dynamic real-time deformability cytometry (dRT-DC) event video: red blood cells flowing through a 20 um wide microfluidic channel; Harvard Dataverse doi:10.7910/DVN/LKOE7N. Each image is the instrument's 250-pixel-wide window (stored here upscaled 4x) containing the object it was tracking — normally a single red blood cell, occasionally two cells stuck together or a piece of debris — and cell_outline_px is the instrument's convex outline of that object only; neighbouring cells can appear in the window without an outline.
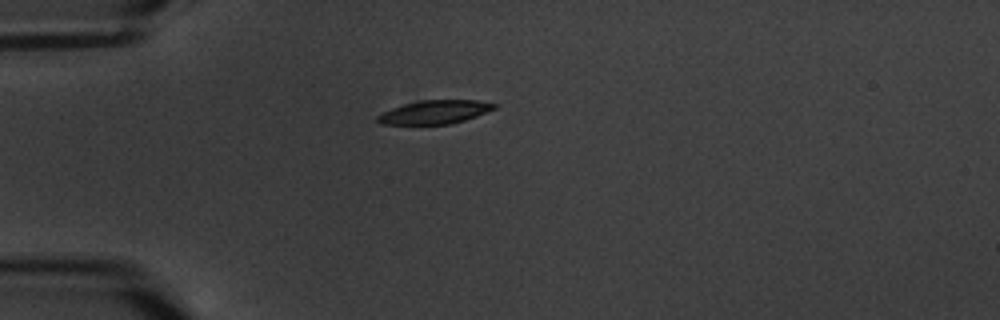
{"species": "common noctule bat (a hibernating species)", "species_latin": "Nyctalus noctula", "temperature_condition": "warm", "stored_images_in_passage": 7, "camera_frame_rate_fps": 3000, "um_per_image_px": 0.085, "animal": {"sex": "male", "body_mass_g": 20.1, "forearm_length_mm": 53.5}, "frame": {"image": 1, "passage_image": 1, "time_ms": 0.0, "image_size_px": [1000, 320], "cell_outline_px": [[496, 108], [476, 116], [452, 124], [380, 124], [376, 120], [376, 116], [392, 108], [404, 104], [420, 100], [476, 100], [496, 104]], "centroid_in_image_um": [36.94, 9.53], "position_along_channel_um": 48.1, "area_um2": 15.9}}
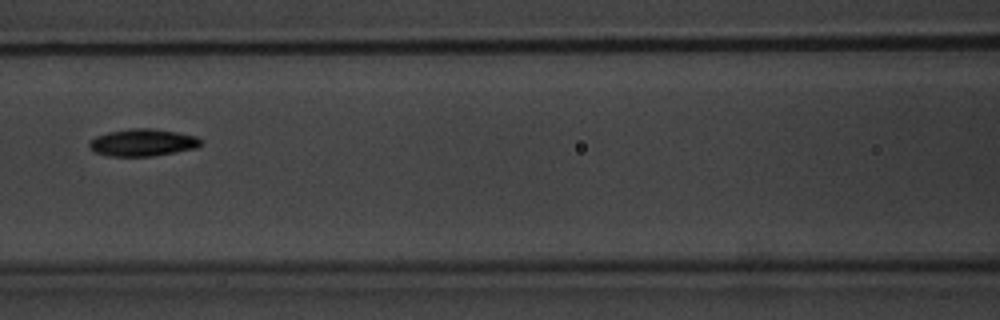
{"frame": {"image": 2, "passage_image": 4, "time_ms": 3.667, "image_size_px": [1000, 320], "cell_outline_px": [[200, 144], [196, 148], [176, 152], [152, 156], [108, 156], [96, 152], [88, 148], [88, 144], [96, 136], [108, 132], [132, 128], [152, 128], [176, 132], [196, 136], [200, 140]], "centroid_in_image_um": [12.1, 12.12], "position_along_channel_um": 154.5, "area_um2": 17.57}}
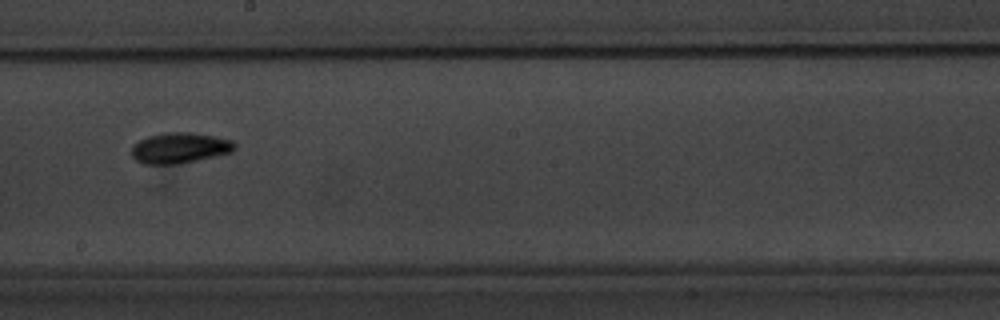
{"frame": {"image": 3, "passage_image": 6, "time_ms": 6.0, "image_size_px": [1000, 320], "cell_outline_px": [[236, 148], [232, 152], [196, 160], [176, 164], [144, 164], [136, 160], [132, 156], [132, 144], [148, 136], [168, 132], [188, 132], [212, 136], [232, 140], [236, 144]], "centroid_in_image_um": [15.26, 12.57], "position_along_channel_um": 232.9, "area_um2": 18.26}}